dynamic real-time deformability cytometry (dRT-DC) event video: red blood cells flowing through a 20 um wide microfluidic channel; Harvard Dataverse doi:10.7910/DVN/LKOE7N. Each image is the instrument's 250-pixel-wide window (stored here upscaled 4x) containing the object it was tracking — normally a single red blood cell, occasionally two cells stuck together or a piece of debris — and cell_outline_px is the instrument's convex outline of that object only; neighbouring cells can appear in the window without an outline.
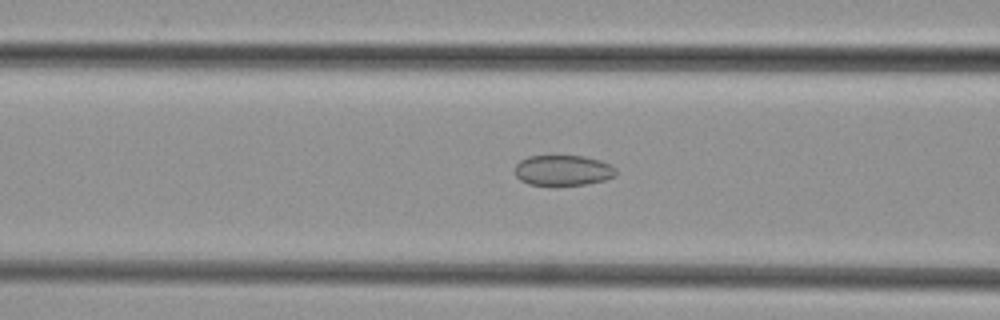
{"species": "common noctule bat (a hibernating species)", "species_latin": "Nyctalus noctula", "temperature_condition": "cold", "stored_images_in_passage": 45, "camera_frame_rate_fps": 3000, "um_per_image_px": 0.085, "animal": {"sex": "female", "body_mass_g": 29.2, "forearm_length_mm": 56.3}, "frame": {"image": 1, "passage_image": 16, "time_ms": 5.0, "image_size_px": [1000, 320], "cell_outline_px": [[616, 176], [604, 180], [584, 184], [528, 184], [520, 180], [516, 176], [516, 164], [520, 160], [528, 156], [584, 156], [600, 160], [616, 168]], "centroid_in_image_um": [47.86, 14.46], "position_along_channel_um": 118.7, "area_um2": 17.69}}
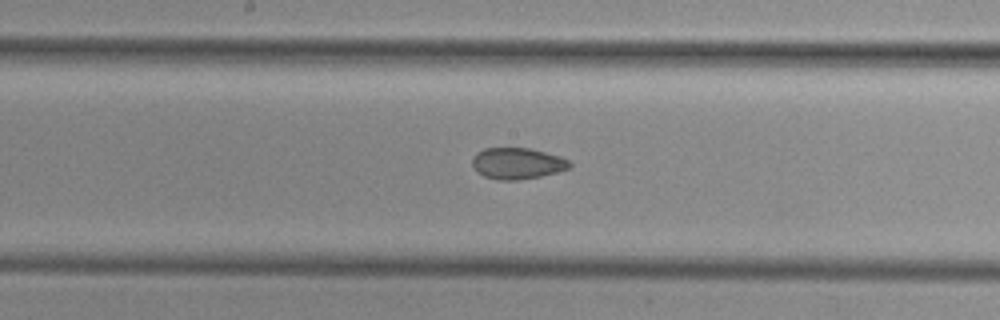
{"frame": {"image": 2, "passage_image": 22, "time_ms": 7.0, "image_size_px": [1000, 320], "cell_outline_px": [[572, 168], [540, 176], [516, 180], [500, 180], [484, 176], [472, 164], [472, 160], [476, 152], [484, 148], [528, 148], [560, 156], [568, 160], [572, 164]], "centroid_in_image_um": [43.99, 13.88], "position_along_channel_um": 204.2, "area_um2": 17.57}}
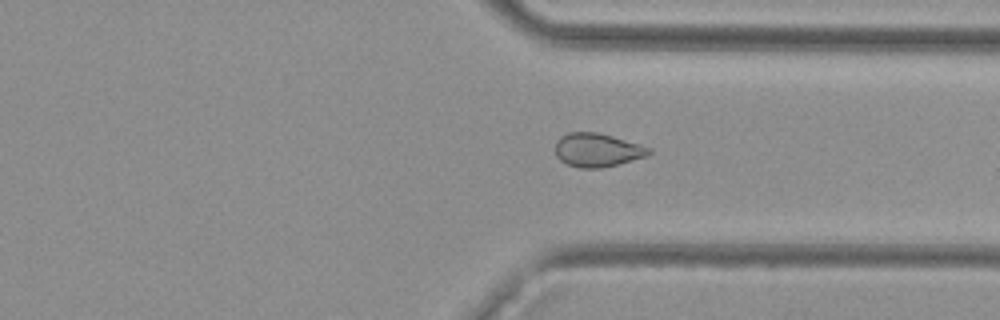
{"frame": {"image": 3, "passage_image": 33, "time_ms": 10.667, "image_size_px": [1000, 320], "cell_outline_px": [[652, 152], [648, 156], [600, 168], [580, 168], [568, 164], [560, 160], [556, 156], [556, 140], [560, 136], [568, 132], [596, 132], [612, 136], [652, 148]], "centroid_in_image_um": [50.76, 12.74], "position_along_channel_um": 360.6, "area_um2": 18.26}}